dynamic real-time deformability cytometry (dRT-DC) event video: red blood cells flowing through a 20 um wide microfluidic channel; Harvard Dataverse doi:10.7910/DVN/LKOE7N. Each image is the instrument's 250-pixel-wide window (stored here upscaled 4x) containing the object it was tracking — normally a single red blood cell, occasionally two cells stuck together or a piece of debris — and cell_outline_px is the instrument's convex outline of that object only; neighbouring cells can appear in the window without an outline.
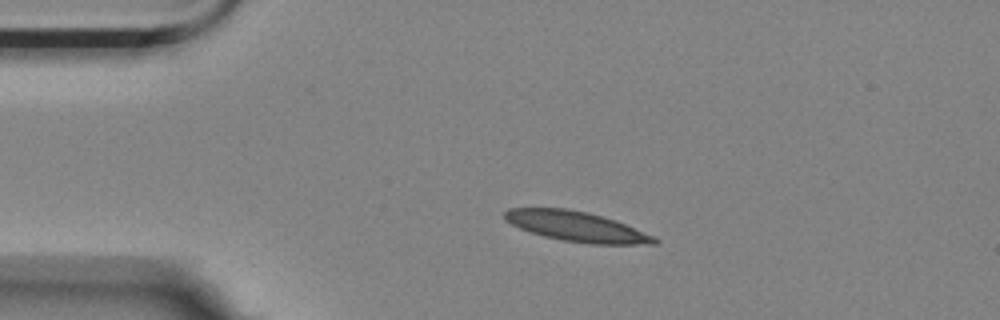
{"species": "Egyptian fruit bat (a non-hibernating species)", "species_latin": "Rousettus aegyptiacus", "temperature_condition": "room temperature", "stored_images_in_passage": 3, "camera_frame_rate_fps": 3000, "um_per_image_px": 0.085, "animal": {"sex": "female"}, "frame": {"image": 1, "passage_image": 1, "time_ms": 0.0, "image_size_px": [1000, 320], "cell_outline_px": [[660, 240], [656, 244], [592, 244], [560, 240], [544, 236], [520, 228], [504, 220], [504, 212], [508, 208], [568, 208], [588, 212], [624, 224], [652, 236]], "centroid_in_image_um": [48.95, 19.25], "position_along_channel_um": 36.1, "area_um2": 25.84}}